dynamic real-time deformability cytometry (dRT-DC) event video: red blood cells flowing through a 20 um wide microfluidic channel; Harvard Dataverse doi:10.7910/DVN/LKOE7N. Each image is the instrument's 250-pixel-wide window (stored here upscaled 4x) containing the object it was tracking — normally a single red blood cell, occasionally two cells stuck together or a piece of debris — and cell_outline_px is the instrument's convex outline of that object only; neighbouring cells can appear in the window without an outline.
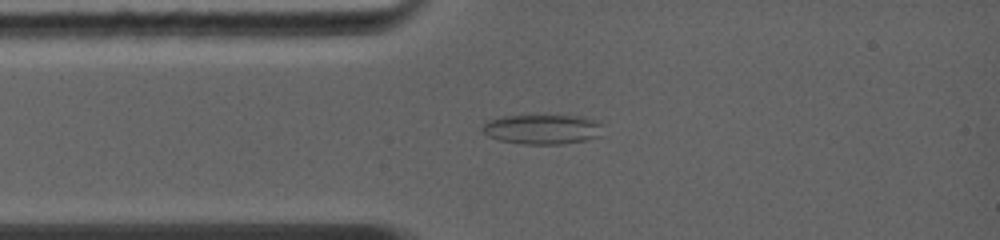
{"species": "common noctule bat (a hibernating species)", "species_latin": "Nyctalus noctula", "temperature_condition": "warm", "stored_images_in_passage": 3, "camera_frame_rate_fps": 5000, "um_per_image_px": 0.085, "animal": {"sex": "female", "body_mass_g": 19.0, "forearm_length_mm": 56.7}, "frame": {"image": 1, "passage_image": 3, "time_ms": 1.6, "image_size_px": [1000, 240], "cell_outline_px": [[604, 124], [596, 136], [584, 140], [560, 144], [524, 144], [500, 140], [488, 136], [480, 128], [488, 120], [504, 116], [584, 116], [596, 120]], "centroid_in_image_um": [46.08, 10.98], "position_along_channel_um": 38.9, "area_um2": 20.63}}